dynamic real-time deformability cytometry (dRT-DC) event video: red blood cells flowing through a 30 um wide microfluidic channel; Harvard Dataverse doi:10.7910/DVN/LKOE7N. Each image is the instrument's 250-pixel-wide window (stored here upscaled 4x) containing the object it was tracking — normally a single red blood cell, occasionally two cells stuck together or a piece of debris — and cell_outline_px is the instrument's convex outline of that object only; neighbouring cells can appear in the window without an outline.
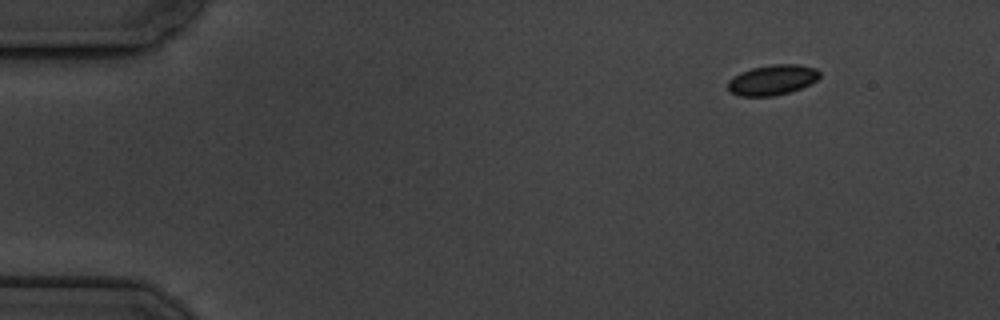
{"species": "common noctule bat (a hibernating species)", "species_latin": "Nyctalus noctula", "temperature_condition": "cold", "stored_images_in_passage": 4, "camera_frame_rate_fps": 3000, "um_per_image_px": 0.085, "animal": {"sex": "male", "body_mass_g": 19.5, "forearm_length_mm": 54.6}, "frame": {"image": 1, "passage_image": 1, "time_ms": 0.0, "image_size_px": [1000, 320], "cell_outline_px": [[820, 76], [816, 80], [800, 88], [788, 92], [772, 96], [740, 96], [732, 92], [728, 88], [728, 80], [740, 72], [752, 68], [772, 64], [796, 64], [816, 68], [820, 72]], "centroid_in_image_um": [65.64, 6.78], "position_along_channel_um": 19.4, "area_um2": 16.01}}
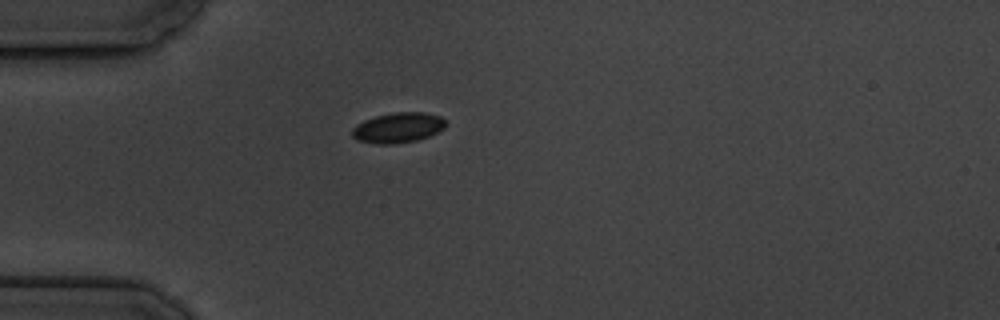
{"frame": {"image": 2, "passage_image": 4, "time_ms": 3.333, "image_size_px": [1000, 320], "cell_outline_px": [[448, 124], [444, 128], [428, 136], [416, 140], [392, 144], [376, 144], [356, 140], [352, 136], [352, 128], [356, 124], [364, 120], [376, 116], [396, 112], [424, 112], [440, 116]], "centroid_in_image_um": [33.81, 10.85], "position_along_channel_um": 51.2, "area_um2": 16.47}}